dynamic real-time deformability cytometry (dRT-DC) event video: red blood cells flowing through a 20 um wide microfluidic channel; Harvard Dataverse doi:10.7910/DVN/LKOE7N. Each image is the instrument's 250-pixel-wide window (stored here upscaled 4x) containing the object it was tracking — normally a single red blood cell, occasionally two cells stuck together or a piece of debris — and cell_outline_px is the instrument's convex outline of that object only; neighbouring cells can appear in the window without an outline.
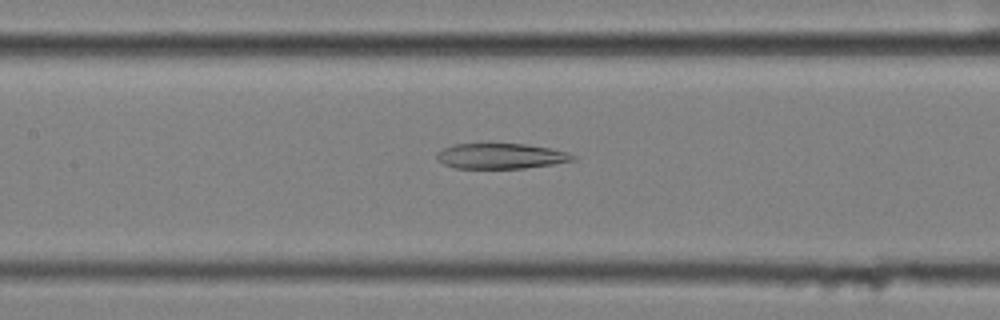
{"species": "common noctule bat (a hibernating species)", "species_latin": "Nyctalus noctula", "temperature_condition": "cold", "stored_images_in_passage": 57, "camera_frame_rate_fps": 3000, "um_per_image_px": 0.085, "animal": {"sex": "female", "body_mass_g": 25.1}, "frame": {"image": 1, "passage_image": 27, "time_ms": 8.667, "image_size_px": [1000, 320], "cell_outline_px": [[576, 160], [552, 164], [524, 168], [456, 168], [444, 164], [436, 156], [436, 152], [444, 148], [456, 144], [488, 140], [524, 144], [548, 148], [568, 152], [576, 156]], "centroid_in_image_um": [42.54, 13.21], "position_along_channel_um": 164.9, "area_um2": 20.87}}
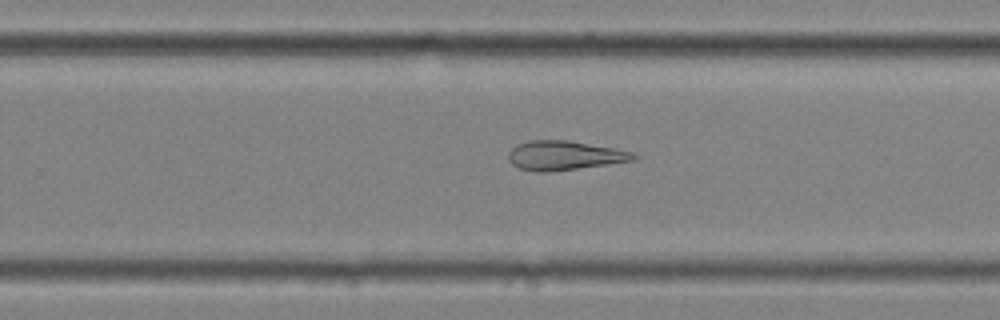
{"frame": {"image": 2, "passage_image": 37, "time_ms": 12.0, "image_size_px": [1000, 320], "cell_outline_px": [[640, 156], [636, 160], [608, 164], [548, 172], [536, 172], [520, 168], [512, 164], [508, 160], [508, 152], [516, 144], [528, 140], [568, 140], [612, 148], [632, 152]], "centroid_in_image_um": [47.95, 13.21], "position_along_channel_um": 281.9, "area_um2": 21.33}}
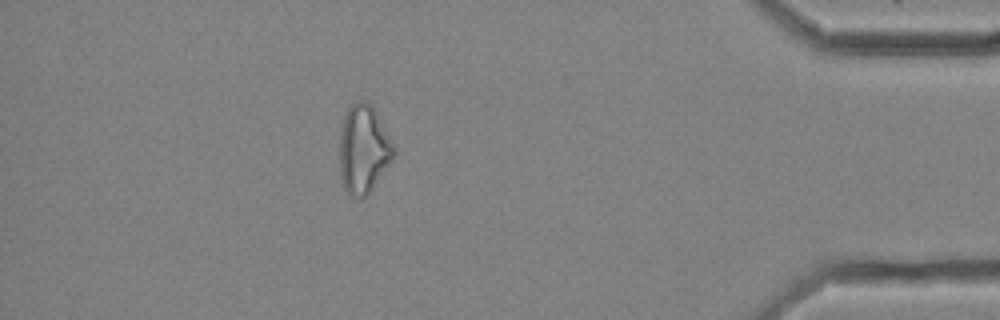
{"frame": {"image": 3, "passage_image": 51, "time_ms": 16.667, "image_size_px": [1000, 320], "cell_outline_px": [[396, 152], [392, 160], [372, 188], [360, 200], [348, 196], [344, 188], [340, 176], [340, 132], [344, 116], [348, 108], [356, 100], [364, 100], [372, 104], [396, 144]], "centroid_in_image_um": [30.92, 12.66], "position_along_channel_um": 404.3, "area_um2": 28.44}}